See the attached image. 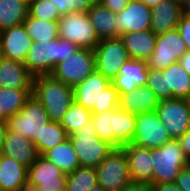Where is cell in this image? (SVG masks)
I'll list each match as a JSON object with an SVG mask.
<instances>
[{
  "label": "cell",
  "instance_id": "6da1fadb",
  "mask_svg": "<svg viewBox=\"0 0 190 191\" xmlns=\"http://www.w3.org/2000/svg\"><path fill=\"white\" fill-rule=\"evenodd\" d=\"M74 101L92 113H102L119 106V93L110 80L94 71L73 87Z\"/></svg>",
  "mask_w": 190,
  "mask_h": 191
},
{
  "label": "cell",
  "instance_id": "7a4b0ae2",
  "mask_svg": "<svg viewBox=\"0 0 190 191\" xmlns=\"http://www.w3.org/2000/svg\"><path fill=\"white\" fill-rule=\"evenodd\" d=\"M32 95L43 105L49 121L60 122L74 102L73 87L51 74L33 78Z\"/></svg>",
  "mask_w": 190,
  "mask_h": 191
},
{
  "label": "cell",
  "instance_id": "3957f363",
  "mask_svg": "<svg viewBox=\"0 0 190 191\" xmlns=\"http://www.w3.org/2000/svg\"><path fill=\"white\" fill-rule=\"evenodd\" d=\"M79 47L60 37L42 42H33L24 62L33 76L50 75L55 66L73 55Z\"/></svg>",
  "mask_w": 190,
  "mask_h": 191
},
{
  "label": "cell",
  "instance_id": "277c9868",
  "mask_svg": "<svg viewBox=\"0 0 190 191\" xmlns=\"http://www.w3.org/2000/svg\"><path fill=\"white\" fill-rule=\"evenodd\" d=\"M68 137L83 167L96 168L114 148L97 136L92 119Z\"/></svg>",
  "mask_w": 190,
  "mask_h": 191
},
{
  "label": "cell",
  "instance_id": "5b68a950",
  "mask_svg": "<svg viewBox=\"0 0 190 191\" xmlns=\"http://www.w3.org/2000/svg\"><path fill=\"white\" fill-rule=\"evenodd\" d=\"M153 183H175L181 169L189 164L177 140L151 149Z\"/></svg>",
  "mask_w": 190,
  "mask_h": 191
},
{
  "label": "cell",
  "instance_id": "8992f818",
  "mask_svg": "<svg viewBox=\"0 0 190 191\" xmlns=\"http://www.w3.org/2000/svg\"><path fill=\"white\" fill-rule=\"evenodd\" d=\"M57 22L59 37L79 48L94 50L100 41L87 12H71L61 16Z\"/></svg>",
  "mask_w": 190,
  "mask_h": 191
},
{
  "label": "cell",
  "instance_id": "52a82bcc",
  "mask_svg": "<svg viewBox=\"0 0 190 191\" xmlns=\"http://www.w3.org/2000/svg\"><path fill=\"white\" fill-rule=\"evenodd\" d=\"M95 169L98 185L107 191H120L132 182L128 158L122 147L113 148Z\"/></svg>",
  "mask_w": 190,
  "mask_h": 191
},
{
  "label": "cell",
  "instance_id": "ba28073f",
  "mask_svg": "<svg viewBox=\"0 0 190 191\" xmlns=\"http://www.w3.org/2000/svg\"><path fill=\"white\" fill-rule=\"evenodd\" d=\"M48 121L43 105L32 95L17 114L6 119V124L8 131L33 141Z\"/></svg>",
  "mask_w": 190,
  "mask_h": 191
},
{
  "label": "cell",
  "instance_id": "9c48e42d",
  "mask_svg": "<svg viewBox=\"0 0 190 191\" xmlns=\"http://www.w3.org/2000/svg\"><path fill=\"white\" fill-rule=\"evenodd\" d=\"M95 71L93 49L79 48L73 55L59 62L51 75L64 84L74 87Z\"/></svg>",
  "mask_w": 190,
  "mask_h": 191
},
{
  "label": "cell",
  "instance_id": "30bf717a",
  "mask_svg": "<svg viewBox=\"0 0 190 191\" xmlns=\"http://www.w3.org/2000/svg\"><path fill=\"white\" fill-rule=\"evenodd\" d=\"M95 71L112 81L121 66L129 59L120 37L100 40L94 49Z\"/></svg>",
  "mask_w": 190,
  "mask_h": 191
},
{
  "label": "cell",
  "instance_id": "8fae6325",
  "mask_svg": "<svg viewBox=\"0 0 190 191\" xmlns=\"http://www.w3.org/2000/svg\"><path fill=\"white\" fill-rule=\"evenodd\" d=\"M170 140L172 139L156 111L136 114L135 134L131 144L154 149L163 146Z\"/></svg>",
  "mask_w": 190,
  "mask_h": 191
},
{
  "label": "cell",
  "instance_id": "7c38bea8",
  "mask_svg": "<svg viewBox=\"0 0 190 191\" xmlns=\"http://www.w3.org/2000/svg\"><path fill=\"white\" fill-rule=\"evenodd\" d=\"M187 50L177 29L159 34L157 35L155 50L147 59L148 68L164 70L171 64L178 62Z\"/></svg>",
  "mask_w": 190,
  "mask_h": 191
},
{
  "label": "cell",
  "instance_id": "4fadbf2b",
  "mask_svg": "<svg viewBox=\"0 0 190 191\" xmlns=\"http://www.w3.org/2000/svg\"><path fill=\"white\" fill-rule=\"evenodd\" d=\"M155 111L171 139L177 140L190 129V109L185 99L159 100Z\"/></svg>",
  "mask_w": 190,
  "mask_h": 191
},
{
  "label": "cell",
  "instance_id": "5bb4252c",
  "mask_svg": "<svg viewBox=\"0 0 190 191\" xmlns=\"http://www.w3.org/2000/svg\"><path fill=\"white\" fill-rule=\"evenodd\" d=\"M66 179L67 174L42 155L28 167L27 181L40 191H65Z\"/></svg>",
  "mask_w": 190,
  "mask_h": 191
},
{
  "label": "cell",
  "instance_id": "9a60e30c",
  "mask_svg": "<svg viewBox=\"0 0 190 191\" xmlns=\"http://www.w3.org/2000/svg\"><path fill=\"white\" fill-rule=\"evenodd\" d=\"M152 8L138 0H130L127 6L116 13L115 26L118 34L150 30Z\"/></svg>",
  "mask_w": 190,
  "mask_h": 191
},
{
  "label": "cell",
  "instance_id": "2e32d148",
  "mask_svg": "<svg viewBox=\"0 0 190 191\" xmlns=\"http://www.w3.org/2000/svg\"><path fill=\"white\" fill-rule=\"evenodd\" d=\"M32 43L24 24L12 26L0 32V55L24 63Z\"/></svg>",
  "mask_w": 190,
  "mask_h": 191
},
{
  "label": "cell",
  "instance_id": "e0dca14e",
  "mask_svg": "<svg viewBox=\"0 0 190 191\" xmlns=\"http://www.w3.org/2000/svg\"><path fill=\"white\" fill-rule=\"evenodd\" d=\"M122 148L128 158L129 175L132 182L153 184L151 149L131 143L123 145Z\"/></svg>",
  "mask_w": 190,
  "mask_h": 191
},
{
  "label": "cell",
  "instance_id": "ac0fdd59",
  "mask_svg": "<svg viewBox=\"0 0 190 191\" xmlns=\"http://www.w3.org/2000/svg\"><path fill=\"white\" fill-rule=\"evenodd\" d=\"M148 77L147 60L129 58L111 81L118 93H128L137 87L146 86Z\"/></svg>",
  "mask_w": 190,
  "mask_h": 191
},
{
  "label": "cell",
  "instance_id": "d6986e66",
  "mask_svg": "<svg viewBox=\"0 0 190 191\" xmlns=\"http://www.w3.org/2000/svg\"><path fill=\"white\" fill-rule=\"evenodd\" d=\"M181 15L180 1L162 0L152 8L150 30L159 35L177 29Z\"/></svg>",
  "mask_w": 190,
  "mask_h": 191
},
{
  "label": "cell",
  "instance_id": "ffe728a7",
  "mask_svg": "<svg viewBox=\"0 0 190 191\" xmlns=\"http://www.w3.org/2000/svg\"><path fill=\"white\" fill-rule=\"evenodd\" d=\"M2 155L16 159L27 168L30 167L39 157L33 141L23 137L19 133L7 130L3 142Z\"/></svg>",
  "mask_w": 190,
  "mask_h": 191
},
{
  "label": "cell",
  "instance_id": "44dd1931",
  "mask_svg": "<svg viewBox=\"0 0 190 191\" xmlns=\"http://www.w3.org/2000/svg\"><path fill=\"white\" fill-rule=\"evenodd\" d=\"M33 78L24 63L0 57V87L32 88Z\"/></svg>",
  "mask_w": 190,
  "mask_h": 191
},
{
  "label": "cell",
  "instance_id": "7402d4cb",
  "mask_svg": "<svg viewBox=\"0 0 190 191\" xmlns=\"http://www.w3.org/2000/svg\"><path fill=\"white\" fill-rule=\"evenodd\" d=\"M159 99L154 92L146 87L139 86L128 93H119V108L134 114L155 111Z\"/></svg>",
  "mask_w": 190,
  "mask_h": 191
},
{
  "label": "cell",
  "instance_id": "603a6c76",
  "mask_svg": "<svg viewBox=\"0 0 190 191\" xmlns=\"http://www.w3.org/2000/svg\"><path fill=\"white\" fill-rule=\"evenodd\" d=\"M131 59L147 60L155 50L157 35L151 30L124 33L120 36Z\"/></svg>",
  "mask_w": 190,
  "mask_h": 191
},
{
  "label": "cell",
  "instance_id": "cb8c5ba5",
  "mask_svg": "<svg viewBox=\"0 0 190 191\" xmlns=\"http://www.w3.org/2000/svg\"><path fill=\"white\" fill-rule=\"evenodd\" d=\"M28 168L16 159L2 155L0 191H18L27 182Z\"/></svg>",
  "mask_w": 190,
  "mask_h": 191
},
{
  "label": "cell",
  "instance_id": "d4e9b609",
  "mask_svg": "<svg viewBox=\"0 0 190 191\" xmlns=\"http://www.w3.org/2000/svg\"><path fill=\"white\" fill-rule=\"evenodd\" d=\"M166 76V99H185L190 93V76L179 62L162 70Z\"/></svg>",
  "mask_w": 190,
  "mask_h": 191
},
{
  "label": "cell",
  "instance_id": "484cf974",
  "mask_svg": "<svg viewBox=\"0 0 190 191\" xmlns=\"http://www.w3.org/2000/svg\"><path fill=\"white\" fill-rule=\"evenodd\" d=\"M87 13L99 40L120 37L115 26L116 14L105 8L98 0Z\"/></svg>",
  "mask_w": 190,
  "mask_h": 191
},
{
  "label": "cell",
  "instance_id": "4316f807",
  "mask_svg": "<svg viewBox=\"0 0 190 191\" xmlns=\"http://www.w3.org/2000/svg\"><path fill=\"white\" fill-rule=\"evenodd\" d=\"M65 174L74 172L79 166V160L69 137L57 146L42 154Z\"/></svg>",
  "mask_w": 190,
  "mask_h": 191
},
{
  "label": "cell",
  "instance_id": "83f0119b",
  "mask_svg": "<svg viewBox=\"0 0 190 191\" xmlns=\"http://www.w3.org/2000/svg\"><path fill=\"white\" fill-rule=\"evenodd\" d=\"M32 96V88L0 87V119L6 120L17 114Z\"/></svg>",
  "mask_w": 190,
  "mask_h": 191
},
{
  "label": "cell",
  "instance_id": "f1b7e54d",
  "mask_svg": "<svg viewBox=\"0 0 190 191\" xmlns=\"http://www.w3.org/2000/svg\"><path fill=\"white\" fill-rule=\"evenodd\" d=\"M29 15V5L20 0H0V32L23 24Z\"/></svg>",
  "mask_w": 190,
  "mask_h": 191
},
{
  "label": "cell",
  "instance_id": "f546056e",
  "mask_svg": "<svg viewBox=\"0 0 190 191\" xmlns=\"http://www.w3.org/2000/svg\"><path fill=\"white\" fill-rule=\"evenodd\" d=\"M136 114L115 108V148L131 143L135 134Z\"/></svg>",
  "mask_w": 190,
  "mask_h": 191
},
{
  "label": "cell",
  "instance_id": "4dcf8cb0",
  "mask_svg": "<svg viewBox=\"0 0 190 191\" xmlns=\"http://www.w3.org/2000/svg\"><path fill=\"white\" fill-rule=\"evenodd\" d=\"M68 138L63 126L56 121H48L40 131L39 137L33 140L39 155L57 146Z\"/></svg>",
  "mask_w": 190,
  "mask_h": 191
},
{
  "label": "cell",
  "instance_id": "1f68e13d",
  "mask_svg": "<svg viewBox=\"0 0 190 191\" xmlns=\"http://www.w3.org/2000/svg\"><path fill=\"white\" fill-rule=\"evenodd\" d=\"M23 24L32 42L53 40L59 37L57 21H44L28 15Z\"/></svg>",
  "mask_w": 190,
  "mask_h": 191
},
{
  "label": "cell",
  "instance_id": "d6a6232c",
  "mask_svg": "<svg viewBox=\"0 0 190 191\" xmlns=\"http://www.w3.org/2000/svg\"><path fill=\"white\" fill-rule=\"evenodd\" d=\"M97 184L96 169L79 166L74 172L67 174L65 191H89Z\"/></svg>",
  "mask_w": 190,
  "mask_h": 191
},
{
  "label": "cell",
  "instance_id": "836d02e7",
  "mask_svg": "<svg viewBox=\"0 0 190 191\" xmlns=\"http://www.w3.org/2000/svg\"><path fill=\"white\" fill-rule=\"evenodd\" d=\"M92 118V112L74 101L60 120L69 136L74 134Z\"/></svg>",
  "mask_w": 190,
  "mask_h": 191
},
{
  "label": "cell",
  "instance_id": "e575fe53",
  "mask_svg": "<svg viewBox=\"0 0 190 191\" xmlns=\"http://www.w3.org/2000/svg\"><path fill=\"white\" fill-rule=\"evenodd\" d=\"M97 136L115 148V109L102 113H92V118Z\"/></svg>",
  "mask_w": 190,
  "mask_h": 191
},
{
  "label": "cell",
  "instance_id": "d590c367",
  "mask_svg": "<svg viewBox=\"0 0 190 191\" xmlns=\"http://www.w3.org/2000/svg\"><path fill=\"white\" fill-rule=\"evenodd\" d=\"M29 15L44 21H58L61 17L56 6L48 0H34L29 5Z\"/></svg>",
  "mask_w": 190,
  "mask_h": 191
},
{
  "label": "cell",
  "instance_id": "8d00e7d4",
  "mask_svg": "<svg viewBox=\"0 0 190 191\" xmlns=\"http://www.w3.org/2000/svg\"><path fill=\"white\" fill-rule=\"evenodd\" d=\"M146 87L150 88L159 100L166 99V76L162 70L148 68Z\"/></svg>",
  "mask_w": 190,
  "mask_h": 191
},
{
  "label": "cell",
  "instance_id": "74e56055",
  "mask_svg": "<svg viewBox=\"0 0 190 191\" xmlns=\"http://www.w3.org/2000/svg\"><path fill=\"white\" fill-rule=\"evenodd\" d=\"M67 14L71 12H87L97 0H66Z\"/></svg>",
  "mask_w": 190,
  "mask_h": 191
},
{
  "label": "cell",
  "instance_id": "f35d334b",
  "mask_svg": "<svg viewBox=\"0 0 190 191\" xmlns=\"http://www.w3.org/2000/svg\"><path fill=\"white\" fill-rule=\"evenodd\" d=\"M177 30L179 31L184 43L188 50H190V17L181 15L179 23L177 25Z\"/></svg>",
  "mask_w": 190,
  "mask_h": 191
},
{
  "label": "cell",
  "instance_id": "ab89813d",
  "mask_svg": "<svg viewBox=\"0 0 190 191\" xmlns=\"http://www.w3.org/2000/svg\"><path fill=\"white\" fill-rule=\"evenodd\" d=\"M175 184L181 191H190V163L181 169Z\"/></svg>",
  "mask_w": 190,
  "mask_h": 191
},
{
  "label": "cell",
  "instance_id": "60d3db41",
  "mask_svg": "<svg viewBox=\"0 0 190 191\" xmlns=\"http://www.w3.org/2000/svg\"><path fill=\"white\" fill-rule=\"evenodd\" d=\"M102 5L116 14L122 11L130 0H98Z\"/></svg>",
  "mask_w": 190,
  "mask_h": 191
},
{
  "label": "cell",
  "instance_id": "b9f144b4",
  "mask_svg": "<svg viewBox=\"0 0 190 191\" xmlns=\"http://www.w3.org/2000/svg\"><path fill=\"white\" fill-rule=\"evenodd\" d=\"M179 146L182 148L186 159L190 163V129L177 139Z\"/></svg>",
  "mask_w": 190,
  "mask_h": 191
},
{
  "label": "cell",
  "instance_id": "7bdbcfd3",
  "mask_svg": "<svg viewBox=\"0 0 190 191\" xmlns=\"http://www.w3.org/2000/svg\"><path fill=\"white\" fill-rule=\"evenodd\" d=\"M151 191H181L175 183H153Z\"/></svg>",
  "mask_w": 190,
  "mask_h": 191
},
{
  "label": "cell",
  "instance_id": "ee69618b",
  "mask_svg": "<svg viewBox=\"0 0 190 191\" xmlns=\"http://www.w3.org/2000/svg\"><path fill=\"white\" fill-rule=\"evenodd\" d=\"M120 191H151V187L147 183L131 182Z\"/></svg>",
  "mask_w": 190,
  "mask_h": 191
},
{
  "label": "cell",
  "instance_id": "f6af8a7d",
  "mask_svg": "<svg viewBox=\"0 0 190 191\" xmlns=\"http://www.w3.org/2000/svg\"><path fill=\"white\" fill-rule=\"evenodd\" d=\"M179 64L190 76V50H187L178 60Z\"/></svg>",
  "mask_w": 190,
  "mask_h": 191
},
{
  "label": "cell",
  "instance_id": "bcb514c9",
  "mask_svg": "<svg viewBox=\"0 0 190 191\" xmlns=\"http://www.w3.org/2000/svg\"><path fill=\"white\" fill-rule=\"evenodd\" d=\"M52 2L61 16L67 14V1L66 0H48Z\"/></svg>",
  "mask_w": 190,
  "mask_h": 191
},
{
  "label": "cell",
  "instance_id": "7dc6e473",
  "mask_svg": "<svg viewBox=\"0 0 190 191\" xmlns=\"http://www.w3.org/2000/svg\"><path fill=\"white\" fill-rule=\"evenodd\" d=\"M7 132L6 120L0 119V153L2 152L3 142Z\"/></svg>",
  "mask_w": 190,
  "mask_h": 191
},
{
  "label": "cell",
  "instance_id": "c3c4849f",
  "mask_svg": "<svg viewBox=\"0 0 190 191\" xmlns=\"http://www.w3.org/2000/svg\"><path fill=\"white\" fill-rule=\"evenodd\" d=\"M181 13L190 17V0H183L181 2Z\"/></svg>",
  "mask_w": 190,
  "mask_h": 191
},
{
  "label": "cell",
  "instance_id": "681fc988",
  "mask_svg": "<svg viewBox=\"0 0 190 191\" xmlns=\"http://www.w3.org/2000/svg\"><path fill=\"white\" fill-rule=\"evenodd\" d=\"M18 191H40L37 186L28 181Z\"/></svg>",
  "mask_w": 190,
  "mask_h": 191
},
{
  "label": "cell",
  "instance_id": "f907efd6",
  "mask_svg": "<svg viewBox=\"0 0 190 191\" xmlns=\"http://www.w3.org/2000/svg\"><path fill=\"white\" fill-rule=\"evenodd\" d=\"M142 3H144L146 6L153 8L155 5H157L162 0H138Z\"/></svg>",
  "mask_w": 190,
  "mask_h": 191
},
{
  "label": "cell",
  "instance_id": "816d5d0a",
  "mask_svg": "<svg viewBox=\"0 0 190 191\" xmlns=\"http://www.w3.org/2000/svg\"><path fill=\"white\" fill-rule=\"evenodd\" d=\"M89 191H107V190L97 184L96 186L92 187Z\"/></svg>",
  "mask_w": 190,
  "mask_h": 191
},
{
  "label": "cell",
  "instance_id": "f5cc1de1",
  "mask_svg": "<svg viewBox=\"0 0 190 191\" xmlns=\"http://www.w3.org/2000/svg\"><path fill=\"white\" fill-rule=\"evenodd\" d=\"M185 101L187 102V106H188L189 109H190V93H189V95L185 98Z\"/></svg>",
  "mask_w": 190,
  "mask_h": 191
},
{
  "label": "cell",
  "instance_id": "db71d44e",
  "mask_svg": "<svg viewBox=\"0 0 190 191\" xmlns=\"http://www.w3.org/2000/svg\"><path fill=\"white\" fill-rule=\"evenodd\" d=\"M24 3H26L27 5H30L34 0H20Z\"/></svg>",
  "mask_w": 190,
  "mask_h": 191
}]
</instances>
